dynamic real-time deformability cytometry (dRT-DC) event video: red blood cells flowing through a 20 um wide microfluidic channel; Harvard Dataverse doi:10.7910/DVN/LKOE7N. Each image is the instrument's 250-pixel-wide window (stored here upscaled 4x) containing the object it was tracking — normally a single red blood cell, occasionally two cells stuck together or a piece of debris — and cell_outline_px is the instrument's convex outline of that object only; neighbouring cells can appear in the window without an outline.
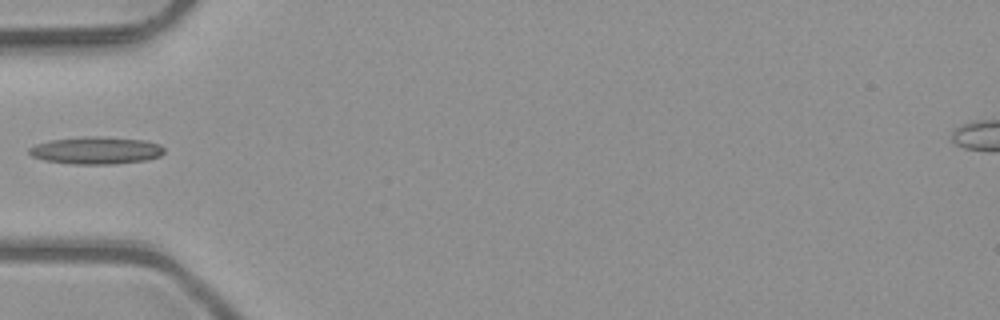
{"species": "common noctule bat (a hibernating species)", "species_latin": "Nyctalus noctula", "temperature_condition": "room temperature", "stored_images_in_passage": 3, "camera_frame_rate_fps": 3000, "um_per_image_px": 0.085, "animal": {"sex": "male", "body_mass_g": 23.1, "forearm_length_mm": 52.7}, "frame": {"image": 1, "passage_image": 3, "time_ms": 0.667, "image_size_px": [1000, 320], "cell_outline_px": [[164, 152], [160, 156], [148, 160], [116, 164], [72, 164], [44, 160], [32, 156], [28, 152], [28, 148], [36, 144], [52, 140], [84, 136], [100, 136], [144, 140], [160, 144], [164, 148]], "centroid_in_image_um": [8.19, 12.79], "position_along_channel_um": 76.8, "area_um2": 21.68}}